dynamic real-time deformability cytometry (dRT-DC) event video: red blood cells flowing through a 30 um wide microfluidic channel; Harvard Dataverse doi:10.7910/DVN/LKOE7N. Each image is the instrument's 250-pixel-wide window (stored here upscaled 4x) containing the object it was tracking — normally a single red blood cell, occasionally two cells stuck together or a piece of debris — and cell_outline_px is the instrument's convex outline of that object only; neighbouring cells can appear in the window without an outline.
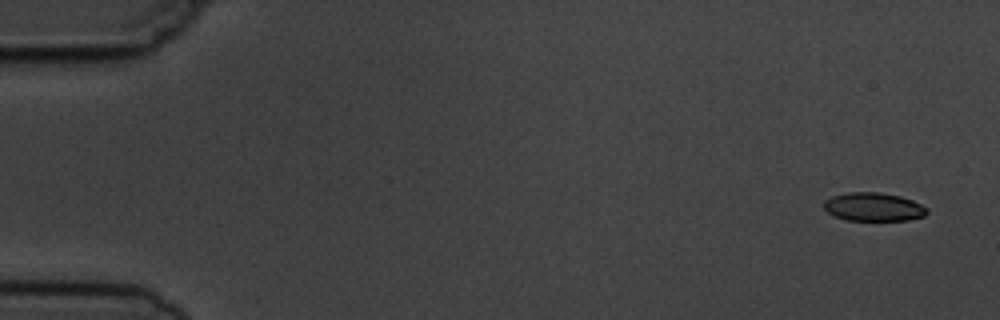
{"species": "common noctule bat (a hibernating species)", "species_latin": "Nyctalus noctula", "temperature_condition": "cold", "stored_images_in_passage": 5, "camera_frame_rate_fps": 3000, "um_per_image_px": 0.085, "animal": {"sex": "male", "body_mass_g": 19.5, "forearm_length_mm": 54.6}, "frame": {"image": 1, "passage_image": 1, "time_ms": 0.0, "image_size_px": [1000, 320], "cell_outline_px": [[928, 212], [924, 216], [908, 220], [848, 220], [836, 216], [828, 212], [824, 208], [824, 200], [832, 196], [848, 192], [880, 192], [900, 196], [912, 200], [928, 208]], "centroid_in_image_um": [74.26, 17.58], "position_along_channel_um": 10.7, "area_um2": 17.05}}
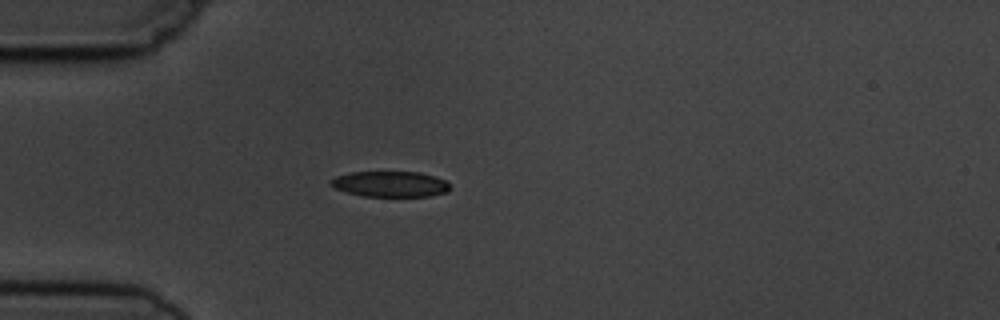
{"frame": {"image": 2, "passage_image": 5, "time_ms": 4.333, "image_size_px": [1000, 320], "cell_outline_px": [[452, 188], [448, 192], [428, 196], [360, 196], [336, 188], [332, 184], [332, 180], [336, 176], [352, 172], [420, 172], [444, 180]], "centroid_in_image_um": [33.21, 15.65], "position_along_channel_um": 51.8, "area_um2": 17.57}}